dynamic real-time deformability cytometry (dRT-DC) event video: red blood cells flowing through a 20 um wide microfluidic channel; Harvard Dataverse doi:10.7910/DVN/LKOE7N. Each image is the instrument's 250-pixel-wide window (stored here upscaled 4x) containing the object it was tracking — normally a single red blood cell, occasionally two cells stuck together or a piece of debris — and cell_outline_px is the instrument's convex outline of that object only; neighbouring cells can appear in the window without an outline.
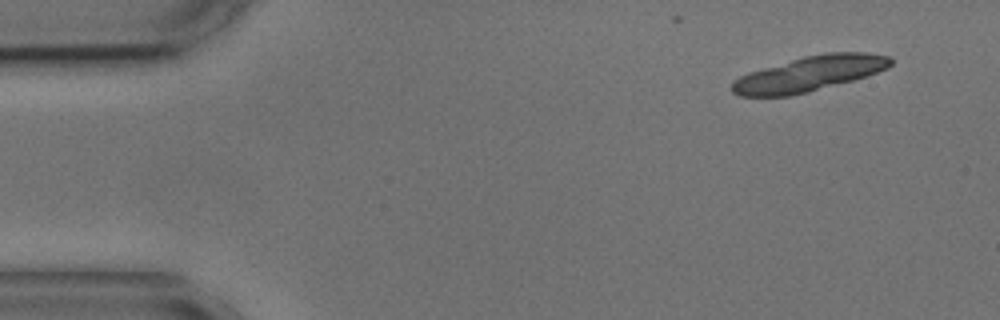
{"species": "common noctule bat (a hibernating species)", "species_latin": "Nyctalus noctula", "temperature_condition": "cold", "stored_images_in_passage": 8, "camera_frame_rate_fps": 3000, "um_per_image_px": 0.085, "animal": {"sex": "male", "body_mass_g": 17.9, "forearm_length_mm": 54.2}, "frame": {"image": 1, "passage_image": 1, "time_ms": 0.0, "image_size_px": [1000, 320], "cell_outline_px": [[892, 64], [888, 68], [868, 76], [808, 92], [788, 96], [740, 96], [732, 92], [732, 80], [748, 72], [804, 56], [824, 52], [868, 52], [892, 56]], "centroid_in_image_um": [68.82, 6.26], "position_along_channel_um": 16.2, "area_um2": 32.66}}